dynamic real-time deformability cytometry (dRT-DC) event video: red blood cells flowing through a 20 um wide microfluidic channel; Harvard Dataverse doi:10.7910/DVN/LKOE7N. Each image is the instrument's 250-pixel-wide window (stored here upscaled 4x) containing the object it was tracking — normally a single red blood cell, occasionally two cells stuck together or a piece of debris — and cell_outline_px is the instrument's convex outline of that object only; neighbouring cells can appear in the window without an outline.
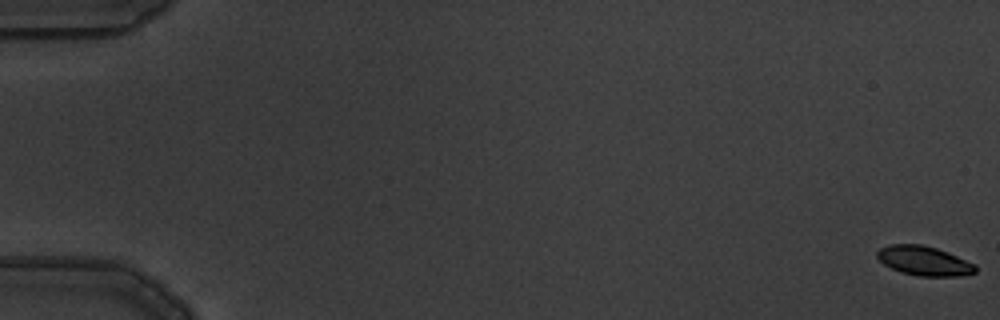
{"species": "common noctule bat (a hibernating species)", "species_latin": "Nyctalus noctula", "temperature_condition": "warm", "stored_images_in_passage": 10, "camera_frame_rate_fps": 3000, "um_per_image_px": 0.085, "animal": {"sex": "male", "body_mass_g": 19.5, "forearm_length_mm": 54.6}, "frame": {"image": 1, "passage_image": 1, "time_ms": 0.0, "image_size_px": [1000, 320], "cell_outline_px": [[976, 272], [956, 276], [916, 276], [900, 272], [884, 264], [876, 256], [876, 252], [880, 248], [888, 244], [920, 244], [936, 248], [948, 252], [976, 264]], "centroid_in_image_um": [78.53, 22.16], "position_along_channel_um": 6.5, "area_um2": 16.88}}
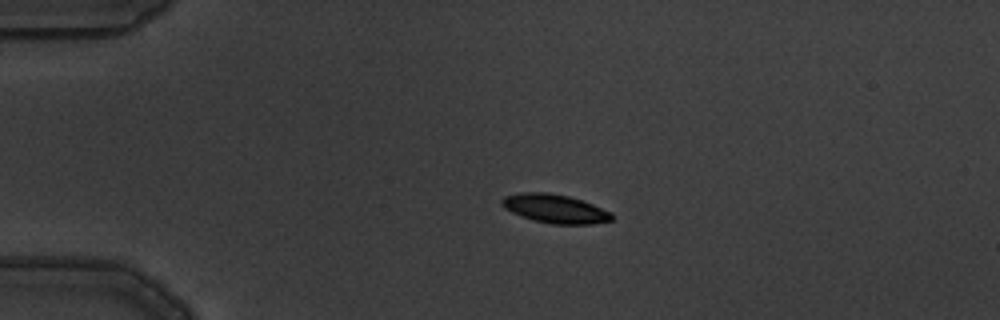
{"frame": {"image": 2, "passage_image": 4, "time_ms": 1.0, "image_size_px": [1000, 320], "cell_outline_px": [[612, 220], [592, 224], [552, 224], [536, 220], [512, 212], [504, 208], [500, 204], [500, 200], [504, 196], [520, 192], [548, 192], [568, 196], [592, 204], [612, 212]], "centroid_in_image_um": [47.16, 17.72], "position_along_channel_um": 37.8, "area_um2": 18.26}}
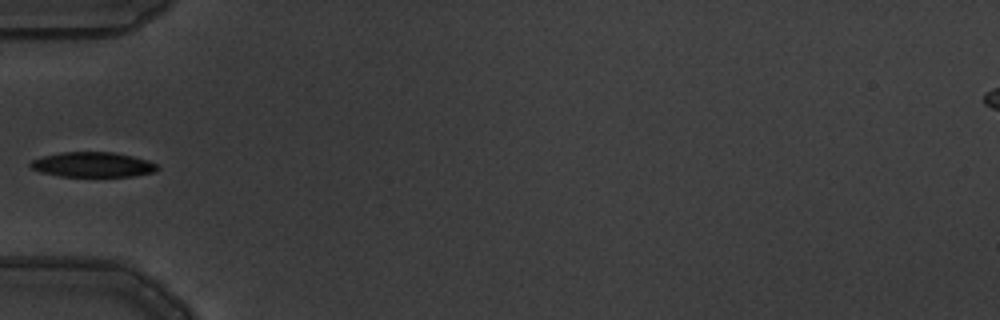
{"frame": {"image": 3, "passage_image": 6, "time_ms": 1.667, "image_size_px": [1000, 320], "cell_outline_px": [[160, 168], [152, 172], [132, 176], [60, 176], [40, 172], [32, 168], [28, 164], [32, 160], [44, 156], [60, 152], [112, 152], [132, 156], [148, 160], [156, 164]], "centroid_in_image_um": [7.87, 13.99], "position_along_channel_um": 77.1, "area_um2": 18.32}}